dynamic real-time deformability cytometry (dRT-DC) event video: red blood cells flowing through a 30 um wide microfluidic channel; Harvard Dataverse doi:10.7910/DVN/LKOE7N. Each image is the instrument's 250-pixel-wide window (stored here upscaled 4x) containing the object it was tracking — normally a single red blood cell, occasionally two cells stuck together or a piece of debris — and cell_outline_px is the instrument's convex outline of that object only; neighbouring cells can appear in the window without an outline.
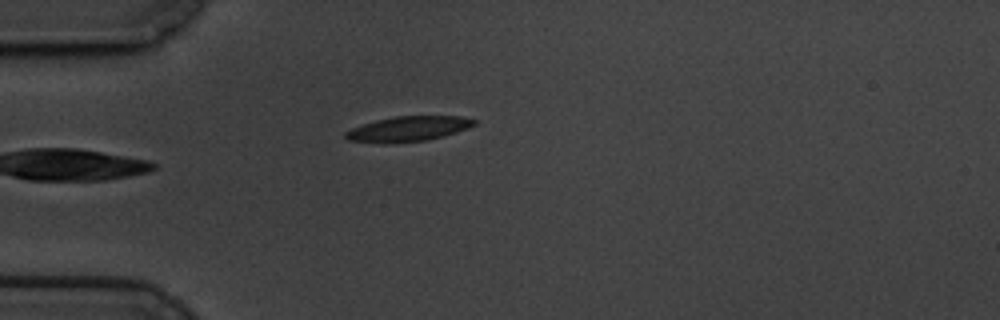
{"species": "common noctule bat (a hibernating species)", "species_latin": "Nyctalus noctula", "temperature_condition": "cold", "stored_images_in_passage": 25, "camera_frame_rate_fps": 3000, "um_per_image_px": 0.085, "animal": {"sex": "male", "body_mass_g": 19.5, "forearm_length_mm": 54.6}, "frame": {"image": 1, "passage_image": 1, "time_ms": 0.0, "image_size_px": [1000, 320], "cell_outline_px": [[476, 124], [468, 128], [444, 136], [428, 140], [388, 144], [384, 144], [348, 140], [344, 136], [344, 132], [352, 128], [376, 120], [396, 116], [460, 116], [476, 120]], "centroid_in_image_um": [34.69, 10.96], "position_along_channel_um": 50.3, "area_um2": 18.9}}